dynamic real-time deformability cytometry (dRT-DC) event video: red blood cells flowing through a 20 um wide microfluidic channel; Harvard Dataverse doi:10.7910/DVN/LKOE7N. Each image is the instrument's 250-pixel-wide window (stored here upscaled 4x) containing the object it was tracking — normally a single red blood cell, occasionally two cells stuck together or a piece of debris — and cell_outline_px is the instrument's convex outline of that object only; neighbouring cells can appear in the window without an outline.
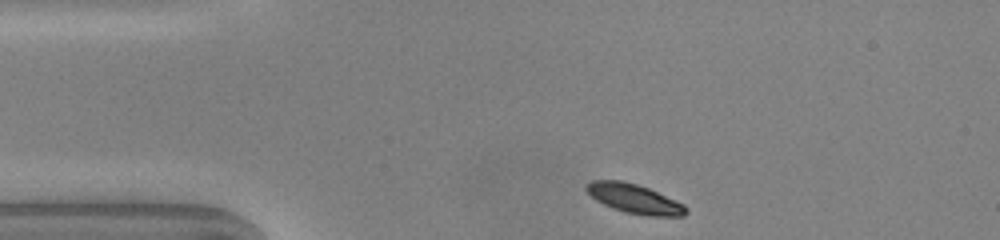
{"species": "common noctule bat (a hibernating species)", "species_latin": "Nyctalus noctula", "temperature_condition": "warm", "stored_images_in_passage": 42, "camera_frame_rate_fps": 3000, "um_per_image_px": 0.085, "animal": {"sex": "male", "body_mass_g": 20.0, "forearm_length_mm": 53.3}, "frame": {"image": 1, "passage_image": 1, "time_ms": 0.0, "image_size_px": [1000, 240], "cell_outline_px": [[688, 212], [684, 216], [648, 216], [624, 212], [612, 208], [596, 200], [584, 188], [584, 184], [592, 180], [620, 180], [636, 184], [648, 188], [684, 204], [688, 208]], "centroid_in_image_um": [53.92, 16.89], "position_along_channel_um": 31.1, "area_um2": 17.05}}
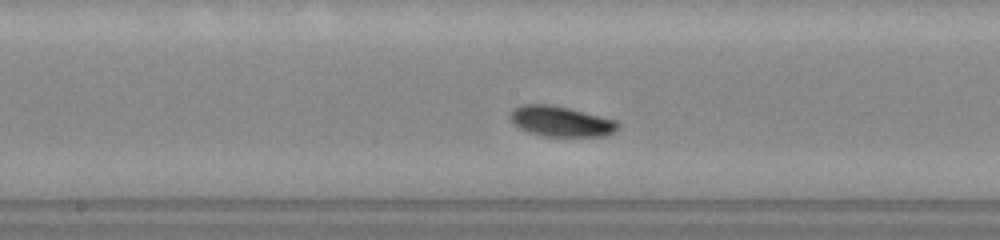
{"frame": {"image": 2, "passage_image": 17, "time_ms": 5.333, "image_size_px": [1000, 240], "cell_outline_px": [[620, 124], [612, 132], [604, 136], [544, 136], [528, 132], [520, 128], [508, 116], [512, 108], [524, 104], [548, 104], [568, 108], [616, 120]], "centroid_in_image_um": [47.64, 10.31], "position_along_channel_um": 200.6, "area_um2": 18.84}}
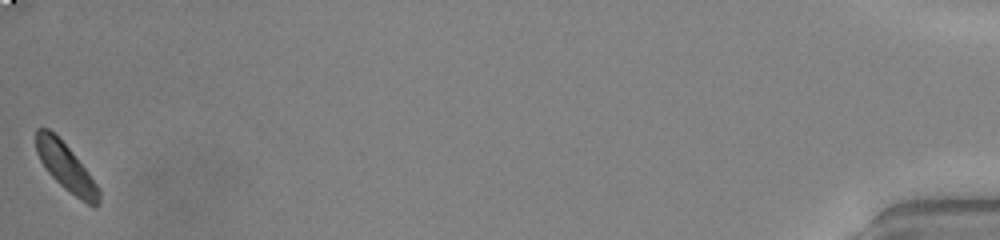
{"frame": {"image": 3, "passage_image": 42, "time_ms": 13.667, "image_size_px": [1000, 240], "cell_outline_px": [[100, 204], [96, 208], [88, 204], [64, 188], [48, 172], [40, 160], [36, 152], [36, 128], [48, 128], [72, 152], [88, 172], [100, 188]], "centroid_in_image_um": [5.63, 14.24], "position_along_channel_um": 429.6, "area_um2": 17.05}, "authors_computed_cell_mechanics": {"area_um2": 18.0336, "velocity_mm_per_s": 3.9891, "shape_relaxation_time_tau1_ms": 2.8922, "shape_relaxation_time_tau2_ms": null, "deformation_change_tau1": 0.1014, "deformation_change_tau2": null}}